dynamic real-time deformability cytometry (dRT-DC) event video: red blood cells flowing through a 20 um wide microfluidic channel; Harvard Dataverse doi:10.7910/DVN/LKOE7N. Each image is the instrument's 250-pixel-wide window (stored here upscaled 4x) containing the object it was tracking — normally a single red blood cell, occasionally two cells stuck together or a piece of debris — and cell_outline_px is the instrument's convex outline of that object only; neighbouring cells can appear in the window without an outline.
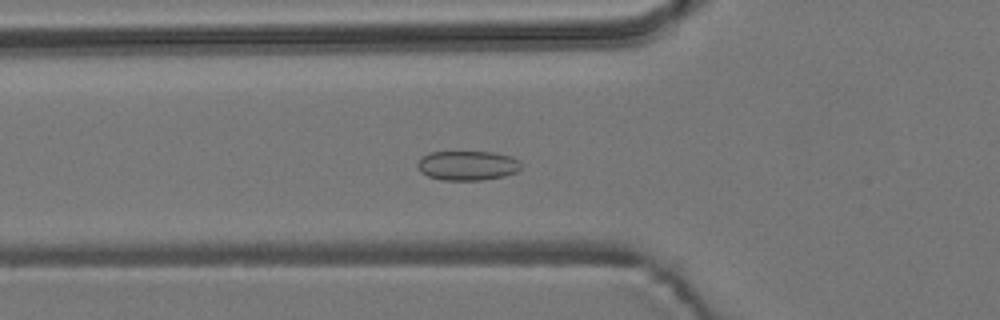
{"species": "common noctule bat (a hibernating species)", "species_latin": "Nyctalus noctula", "temperature_condition": "room temperature", "stored_images_in_passage": 55, "camera_frame_rate_fps": 3000, "um_per_image_px": 0.085, "animal": {"sex": "male", "body_mass_g": 19.2, "forearm_length_mm": 51.8}, "frame": {"image": 1, "passage_image": 19, "time_ms": 6.0, "image_size_px": [1000, 320], "cell_outline_px": [[520, 168], [516, 172], [504, 176], [480, 180], [440, 180], [428, 176], [420, 172], [416, 164], [420, 156], [432, 152], [492, 152], [512, 156], [520, 160]], "centroid_in_image_um": [39.71, 14.07], "position_along_channel_um": 86.1, "area_um2": 17.98}}
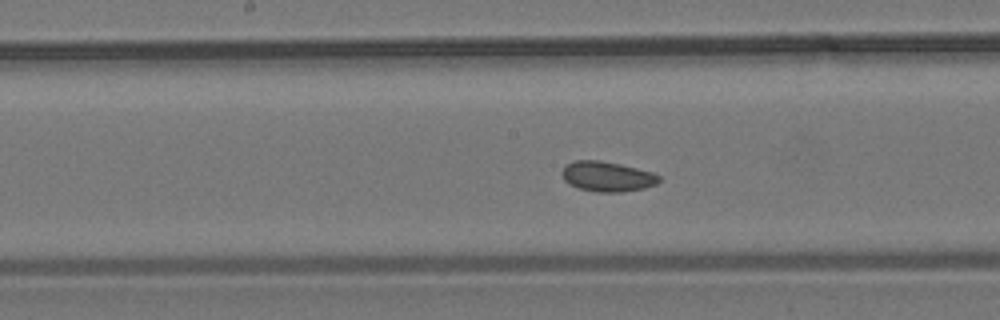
{"frame": {"image": 2, "passage_image": 28, "time_ms": 9.0, "image_size_px": [1000, 320], "cell_outline_px": [[660, 180], [656, 184], [644, 188], [620, 192], [596, 192], [580, 188], [568, 184], [564, 180], [560, 172], [564, 164], [576, 160], [600, 160], [620, 164], [652, 172], [660, 176]], "centroid_in_image_um": [51.57, 14.99], "position_along_channel_um": 196.6, "area_um2": 17.11}}
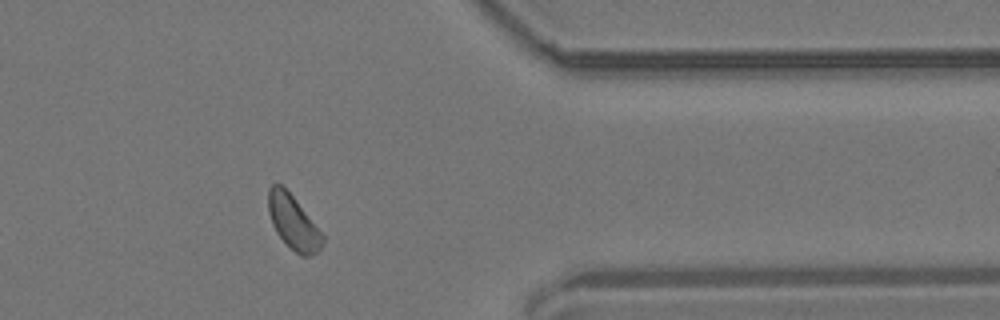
{"frame": {"image": 3, "passage_image": 45, "time_ms": 14.667, "image_size_px": [1000, 320], "cell_outline_px": [[324, 244], [316, 252], [308, 256], [300, 256], [276, 232], [272, 224], [268, 212], [268, 188], [272, 184], [280, 184], [292, 196], [324, 236]], "centroid_in_image_um": [24.91, 18.9], "position_along_channel_um": 386.5, "area_um2": 16.59}, "authors_computed_cell_mechanics": {"area_um2": 17.3978, "velocity_mm_per_s": 3.6631, "shape_relaxation_time_tau1_ms": null, "shape_relaxation_time_tau2_ms": 4.2213, "deformation_change_tau1": null, "deformation_change_tau2": 0.0869}}